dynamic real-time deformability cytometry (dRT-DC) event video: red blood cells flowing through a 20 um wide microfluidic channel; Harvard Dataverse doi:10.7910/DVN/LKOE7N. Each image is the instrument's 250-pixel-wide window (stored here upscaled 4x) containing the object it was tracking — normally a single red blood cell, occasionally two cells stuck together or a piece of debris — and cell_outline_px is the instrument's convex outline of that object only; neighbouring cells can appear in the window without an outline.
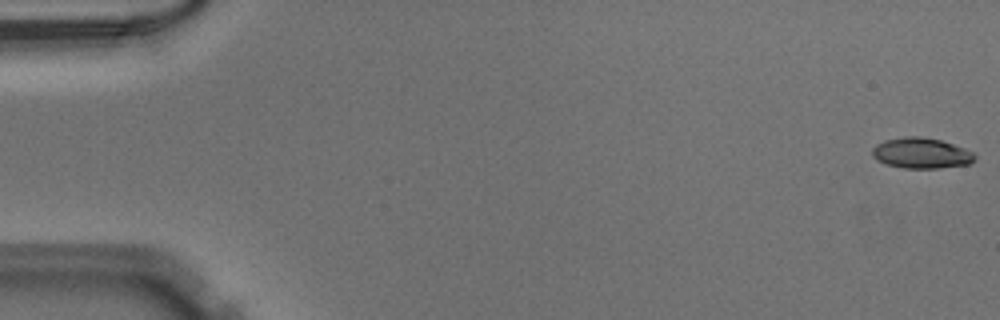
{"species": "Egyptian fruit bat (a non-hibernating species)", "species_latin": "Rousettus aegyptiacus", "temperature_condition": "warm", "stored_images_in_passage": 51, "camera_frame_rate_fps": 3000, "um_per_image_px": 0.085, "animal": {"sex": "male"}, "frame": {"image": 1, "passage_image": 1, "time_ms": 0.0, "image_size_px": [1000, 320], "cell_outline_px": [[976, 160], [972, 164], [940, 168], [904, 168], [888, 164], [876, 160], [872, 156], [872, 148], [876, 144], [884, 140], [904, 136], [924, 136], [940, 140], [964, 148], [972, 152], [976, 156]], "centroid_in_image_um": [78.32, 13.01], "position_along_channel_um": 6.7, "area_um2": 18.5}}
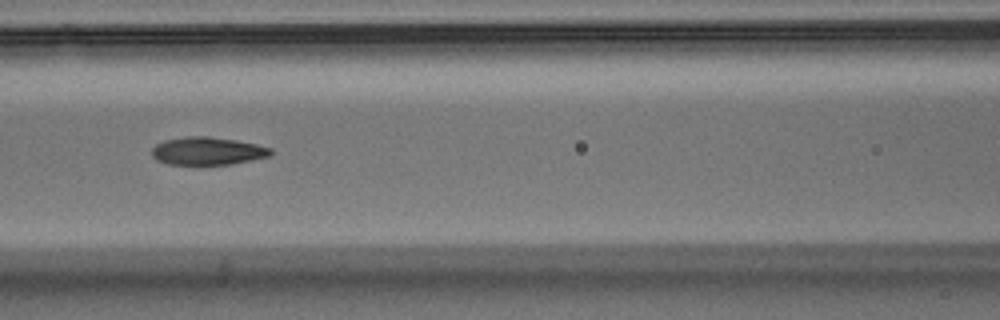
{"frame": {"image": 2, "passage_image": 23, "time_ms": 7.333, "image_size_px": [1000, 320], "cell_outline_px": [[272, 156], [232, 164], [196, 168], [168, 164], [156, 160], [152, 156], [152, 148], [156, 144], [164, 140], [184, 136], [208, 136], [236, 140], [256, 144], [272, 148]], "centroid_in_image_um": [17.61, 12.88], "position_along_channel_um": 149.0, "area_um2": 20.35}}
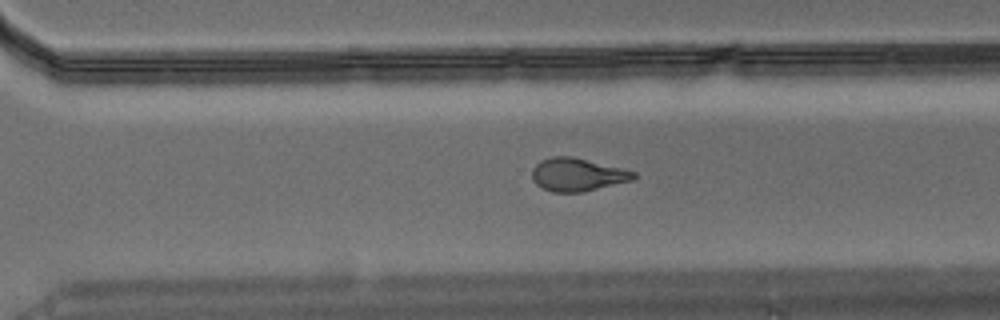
{"frame": {"image": 3, "passage_image": 36, "time_ms": 11.667, "image_size_px": [1000, 320], "cell_outline_px": [[636, 176], [632, 180], [584, 192], [552, 192], [536, 184], [532, 180], [532, 168], [540, 160], [552, 156], [572, 156], [636, 172]], "centroid_in_image_um": [49.04, 14.84], "position_along_channel_um": 321.6, "area_um2": 19.48}}